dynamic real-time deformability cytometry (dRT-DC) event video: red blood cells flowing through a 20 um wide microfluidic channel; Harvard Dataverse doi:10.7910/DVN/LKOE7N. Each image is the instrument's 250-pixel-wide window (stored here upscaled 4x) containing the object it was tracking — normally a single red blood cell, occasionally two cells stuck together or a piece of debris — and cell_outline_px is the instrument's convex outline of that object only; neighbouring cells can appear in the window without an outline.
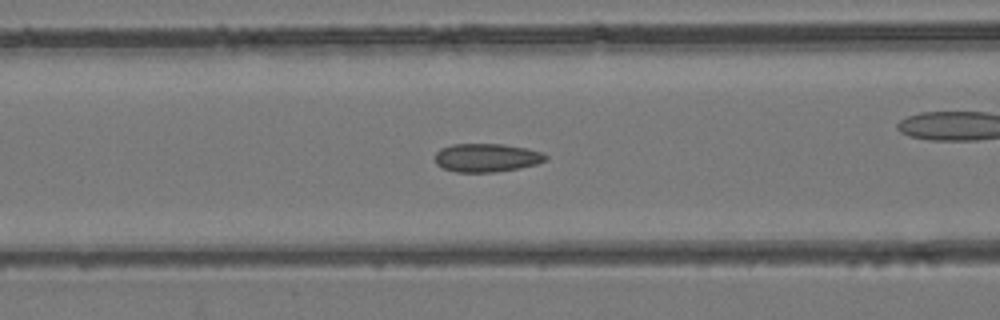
{"species": "common noctule bat (a hibernating species)", "species_latin": "Nyctalus noctula", "temperature_condition": "room temperature", "stored_images_in_passage": 41, "camera_frame_rate_fps": 3000, "um_per_image_px": 0.085, "animal": {"sex": "female", "body_mass_g": 24.6, "forearm_length_mm": 56.2}, "frame": {"image": 1, "passage_image": 12, "time_ms": 3.667, "image_size_px": [1000, 320], "cell_outline_px": [[548, 160], [536, 164], [496, 172], [456, 172], [444, 168], [436, 164], [436, 152], [440, 148], [452, 144], [504, 144], [544, 152], [548, 156]], "centroid_in_image_um": [41.37, 13.4], "position_along_channel_um": 125.2, "area_um2": 18.32}}
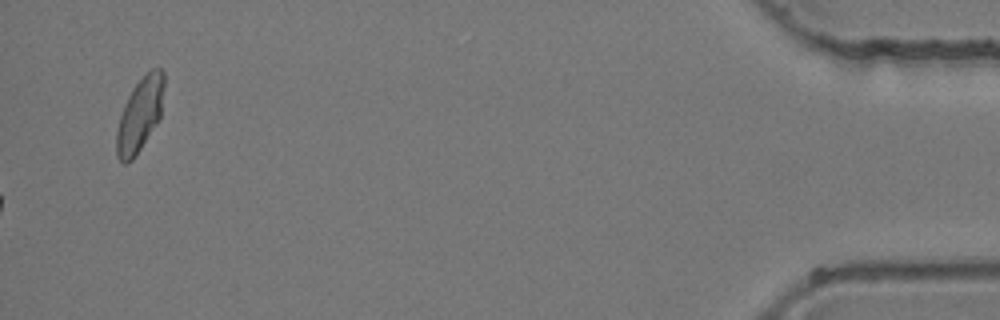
{"frame": {"image": 2, "passage_image": 41, "time_ms": 13.333, "image_size_px": [1000, 320], "cell_outline_px": [[164, 84], [160, 120], [132, 160], [124, 164], [116, 156], [116, 132], [120, 116], [124, 104], [132, 88], [152, 68], [160, 68], [164, 72]], "centroid_in_image_um": [11.89, 9.76], "position_along_channel_um": 423.3, "area_um2": 20.35}}